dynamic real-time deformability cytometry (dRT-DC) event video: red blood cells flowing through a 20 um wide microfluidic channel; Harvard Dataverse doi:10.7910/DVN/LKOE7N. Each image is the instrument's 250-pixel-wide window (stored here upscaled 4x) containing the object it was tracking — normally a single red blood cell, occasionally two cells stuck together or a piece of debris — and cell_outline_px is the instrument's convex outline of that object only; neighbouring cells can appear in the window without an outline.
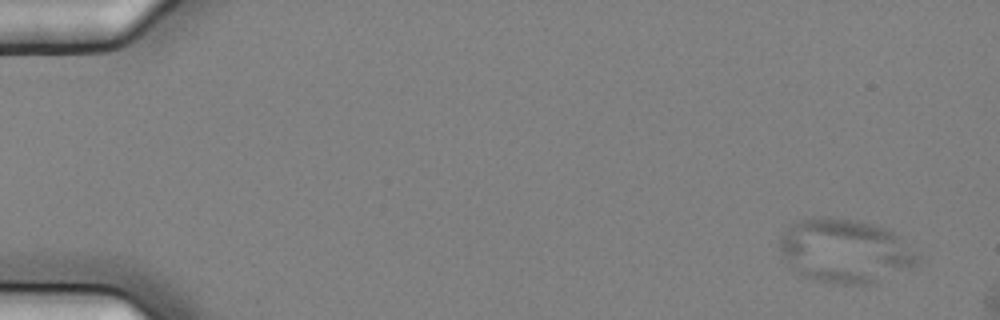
{"species": "common noctule bat (a hibernating species)", "species_latin": "Nyctalus noctula", "temperature_condition": "cold", "stored_images_in_passage": 6, "camera_frame_rate_fps": 3000, "um_per_image_px": 0.085, "animal": {"sex": "female", "body_mass_g": 25.1}, "frame": {"image": 1, "passage_image": 1, "time_ms": 0.0, "image_size_px": [1000, 320], "cell_outline_px": [[920, 264], [876, 284], [828, 284], [812, 280], [792, 272], [780, 248], [780, 236], [792, 224], [800, 220], [816, 216], [828, 216], [860, 220], [884, 228], [892, 232], [920, 260]], "centroid_in_image_um": [71.78, 21.36], "position_along_channel_um": 13.2, "area_um2": 51.62}}